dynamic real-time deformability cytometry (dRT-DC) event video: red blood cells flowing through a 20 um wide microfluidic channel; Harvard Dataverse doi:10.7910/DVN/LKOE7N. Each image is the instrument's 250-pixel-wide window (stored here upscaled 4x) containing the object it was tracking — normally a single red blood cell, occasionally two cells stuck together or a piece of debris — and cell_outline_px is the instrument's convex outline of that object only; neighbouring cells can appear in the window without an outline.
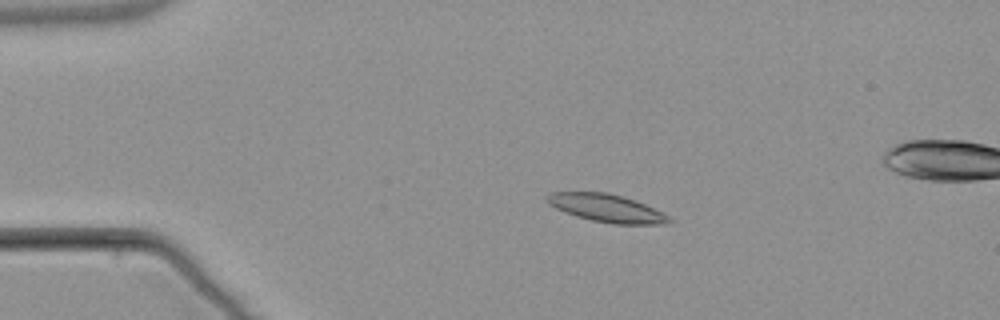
{"species": "common noctule bat (a hibernating species)", "species_latin": "Nyctalus noctula", "temperature_condition": "warm", "stored_images_in_passage": 6, "camera_frame_rate_fps": 3000, "um_per_image_px": 0.085, "animal": {"sex": "male", "body_mass_g": 21.5, "forearm_length_mm": 52.0}, "frame": {"image": 1, "passage_image": 4, "time_ms": 3.667, "image_size_px": [1000, 320], "cell_outline_px": [[672, 224], [612, 224], [592, 220], [576, 216], [564, 212], [548, 204], [544, 200], [544, 196], [548, 192], [608, 192], [624, 196], [636, 200], [668, 216], [672, 220]], "centroid_in_image_um": [51.51, 17.68], "position_along_channel_um": 33.5, "area_um2": 20.0}}